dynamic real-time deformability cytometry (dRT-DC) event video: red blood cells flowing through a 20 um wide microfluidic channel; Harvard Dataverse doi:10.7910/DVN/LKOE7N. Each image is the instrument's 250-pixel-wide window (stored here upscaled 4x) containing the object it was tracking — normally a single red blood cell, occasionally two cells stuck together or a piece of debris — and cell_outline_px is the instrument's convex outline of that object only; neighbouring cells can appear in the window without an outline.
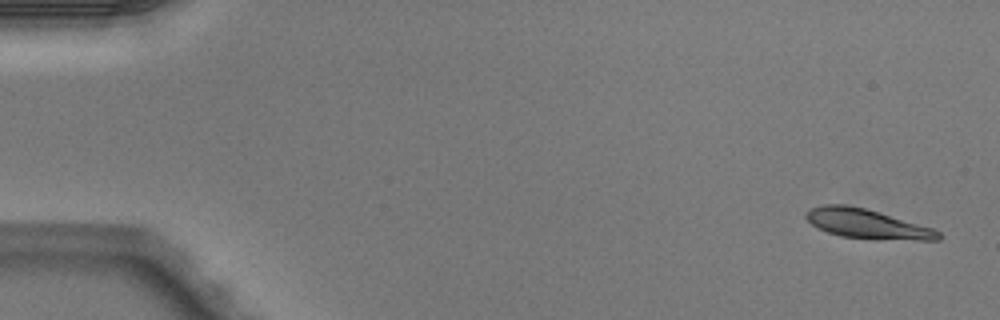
{"species": "Egyptian fruit bat (a non-hibernating species)", "species_latin": "Rousettus aegyptiacus", "temperature_condition": "warm", "stored_images_in_passage": 3, "camera_frame_rate_fps": 3000, "um_per_image_px": 0.085, "animal": {"sex": "male"}, "frame": {"image": 1, "passage_image": 3, "time_ms": 0.667, "image_size_px": [1000, 320], "cell_outline_px": [[944, 236], [940, 240], [920, 240], [840, 236], [828, 232], [812, 224], [804, 216], [804, 212], [812, 208], [824, 204], [844, 204], [864, 208], [932, 228], [940, 232]], "centroid_in_image_um": [73.69, 19.01], "position_along_channel_um": 11.3, "area_um2": 22.08}}